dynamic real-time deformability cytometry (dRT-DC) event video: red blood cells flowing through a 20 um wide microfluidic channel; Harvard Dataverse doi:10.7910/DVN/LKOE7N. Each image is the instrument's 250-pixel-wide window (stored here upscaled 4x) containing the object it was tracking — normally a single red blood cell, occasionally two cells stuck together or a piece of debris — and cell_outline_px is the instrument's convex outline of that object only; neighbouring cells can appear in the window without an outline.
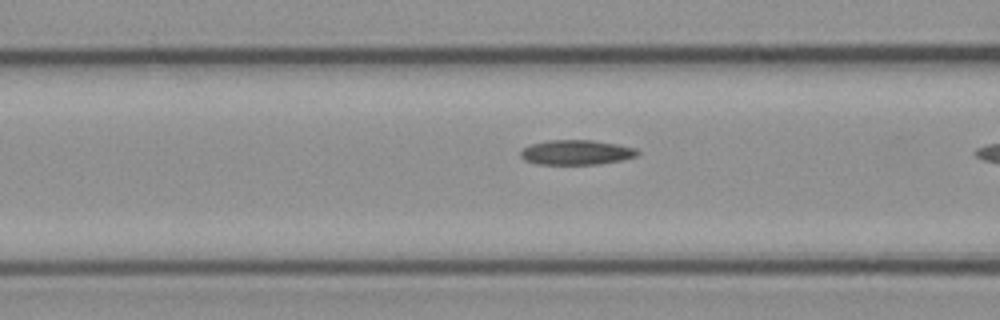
{"species": "common noctule bat (a hibernating species)", "species_latin": "Nyctalus noctula", "temperature_condition": "cold", "stored_images_in_passage": 19, "camera_frame_rate_fps": 3000, "um_per_image_px": 0.085, "animal": {"sex": "female", "body_mass_g": 21.9}, "frame": {"image": 1, "passage_image": 18, "time_ms": 5.667, "image_size_px": [1000, 320], "cell_outline_px": [[640, 152], [636, 156], [624, 160], [600, 164], [536, 164], [524, 160], [520, 156], [520, 152], [524, 148], [532, 144], [548, 140], [592, 140], [616, 144], [636, 148]], "centroid_in_image_um": [49.0, 12.96], "position_along_channel_um": 117.6, "area_um2": 16.94}}